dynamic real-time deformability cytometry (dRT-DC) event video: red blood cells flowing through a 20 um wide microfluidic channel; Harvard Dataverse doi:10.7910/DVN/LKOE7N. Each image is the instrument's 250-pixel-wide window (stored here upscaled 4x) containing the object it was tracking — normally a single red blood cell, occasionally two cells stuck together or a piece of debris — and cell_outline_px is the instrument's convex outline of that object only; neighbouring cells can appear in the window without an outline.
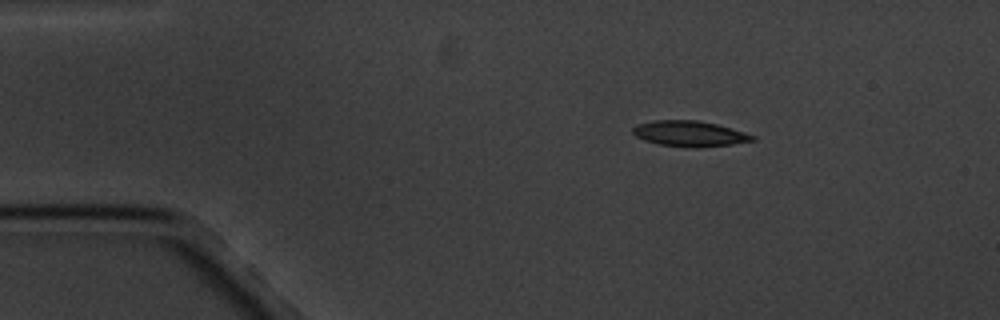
{"species": "common noctule bat (a hibernating species)", "species_latin": "Nyctalus noctula", "temperature_condition": "cold", "stored_images_in_passage": 4, "camera_frame_rate_fps": 3000, "um_per_image_px": 0.085, "animal": {"sex": "male", "body_mass_g": 20.1, "forearm_length_mm": 53.5}, "frame": {"image": 1, "passage_image": 1, "time_ms": 0.0, "image_size_px": [1000, 320], "cell_outline_px": [[756, 140], [732, 144], [696, 148], [688, 148], [660, 144], [644, 140], [636, 136], [632, 132], [632, 128], [636, 124], [652, 120], [696, 120], [716, 124], [744, 132], [756, 136]], "centroid_in_image_um": [58.59, 11.36], "position_along_channel_um": 26.4, "area_um2": 17.92}}
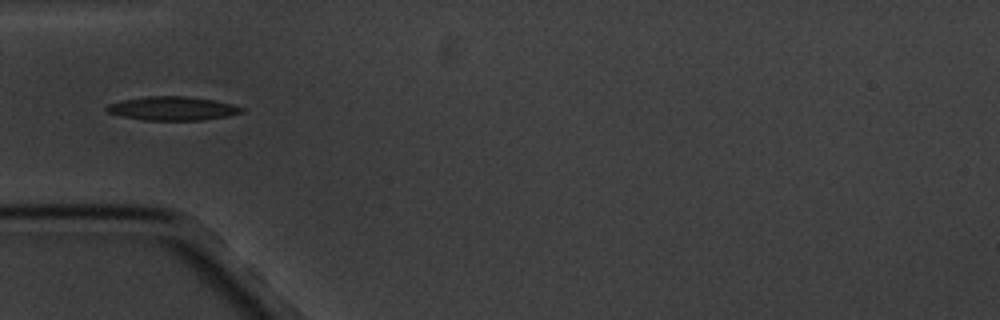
{"frame": {"image": 2, "passage_image": 3, "time_ms": 3.0, "image_size_px": [1000, 320], "cell_outline_px": [[244, 112], [228, 116], [200, 120], [144, 120], [120, 116], [108, 112], [104, 108], [108, 104], [120, 100], [144, 96], [188, 96], [216, 100], [232, 104], [244, 108]], "centroid_in_image_um": [14.65, 9.21], "position_along_channel_um": 70.4, "area_um2": 18.9}}
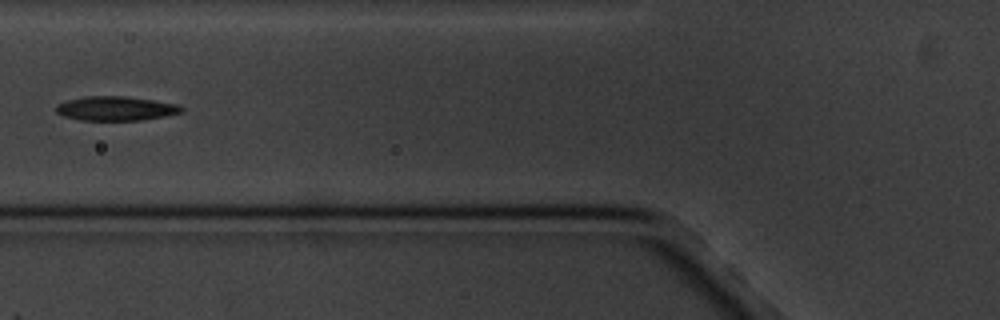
{"frame": {"image": 3, "passage_image": 4, "time_ms": 4.333, "image_size_px": [1000, 320], "cell_outline_px": [[184, 112], [164, 116], [140, 120], [80, 120], [64, 116], [56, 112], [56, 104], [68, 100], [84, 96], [124, 96], [180, 104], [184, 108]], "centroid_in_image_um": [9.86, 9.21], "position_along_channel_um": 115.9, "area_um2": 17.74}}